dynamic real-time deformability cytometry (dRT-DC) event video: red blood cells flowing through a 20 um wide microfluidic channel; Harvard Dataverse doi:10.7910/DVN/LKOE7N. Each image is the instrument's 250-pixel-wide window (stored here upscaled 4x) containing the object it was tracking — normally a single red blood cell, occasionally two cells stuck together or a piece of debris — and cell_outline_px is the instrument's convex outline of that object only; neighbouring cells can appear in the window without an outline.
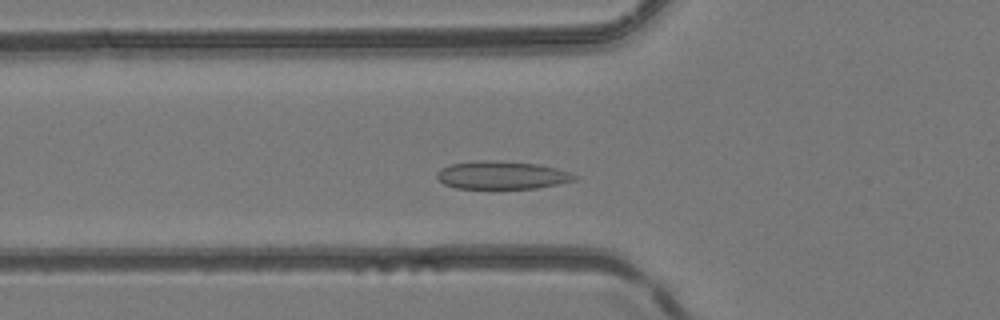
{"species": "common noctule bat (a hibernating species)", "species_latin": "Nyctalus noctula", "temperature_condition": "room temperature", "stored_images_in_passage": 42, "camera_frame_rate_fps": 3000, "um_per_image_px": 0.085, "animal": {"sex": "female", "body_mass_g": 24.6, "forearm_length_mm": 56.2}, "frame": {"image": 1, "passage_image": 11, "time_ms": 3.333, "image_size_px": [1000, 320], "cell_outline_px": [[580, 176], [576, 180], [536, 188], [456, 188], [444, 184], [436, 176], [436, 172], [440, 168], [448, 164], [480, 160], [492, 160], [540, 164], [556, 168]], "centroid_in_image_um": [42.64, 14.87], "position_along_channel_um": 83.2, "area_um2": 22.48}}
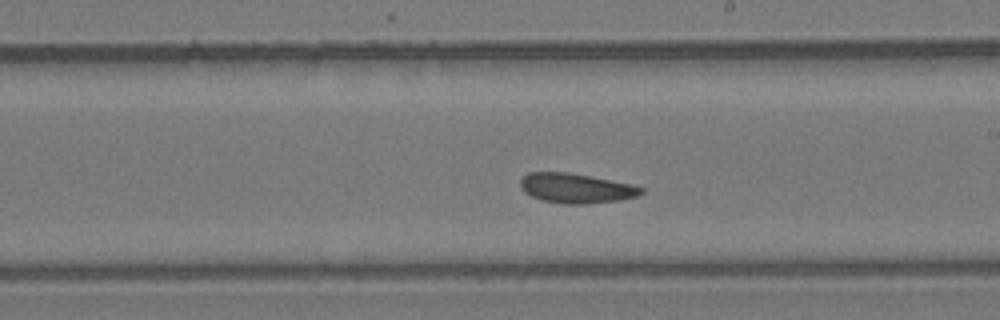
{"frame": {"image": 2, "passage_image": 22, "time_ms": 7.0, "image_size_px": [1000, 320], "cell_outline_px": [[644, 192], [636, 196], [620, 200], [588, 204], [564, 204], [540, 200], [524, 192], [520, 188], [520, 180], [528, 172], [568, 172], [592, 176], [632, 184], [644, 188]], "centroid_in_image_um": [48.96, 16.0], "position_along_channel_um": 240.0, "area_um2": 21.15}}
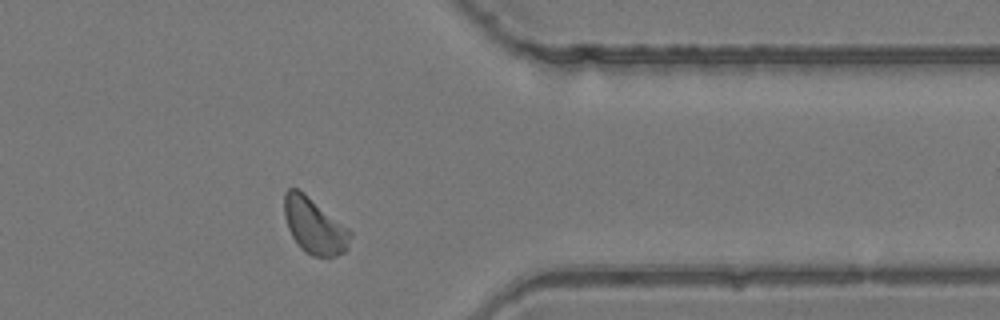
{"frame": {"image": 3, "passage_image": 33, "time_ms": 10.667, "image_size_px": [1000, 320], "cell_outline_px": [[352, 236], [348, 248], [344, 252], [336, 256], [312, 256], [304, 252], [300, 248], [292, 236], [288, 228], [284, 216], [284, 192], [288, 188], [296, 188], [304, 192], [348, 228], [352, 232]], "centroid_in_image_um": [26.71, 19.2], "position_along_channel_um": 384.7, "area_um2": 21.56}}